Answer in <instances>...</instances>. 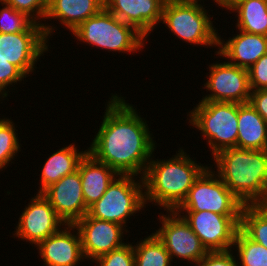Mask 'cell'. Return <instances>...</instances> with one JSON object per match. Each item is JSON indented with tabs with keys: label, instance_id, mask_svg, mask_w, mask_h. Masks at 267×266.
Listing matches in <instances>:
<instances>
[{
	"label": "cell",
	"instance_id": "cell-1",
	"mask_svg": "<svg viewBox=\"0 0 267 266\" xmlns=\"http://www.w3.org/2000/svg\"><path fill=\"white\" fill-rule=\"evenodd\" d=\"M88 153L119 175L143 177L157 148L148 121L121 95L111 94ZM151 132V133H150Z\"/></svg>",
	"mask_w": 267,
	"mask_h": 266
},
{
	"label": "cell",
	"instance_id": "cell-2",
	"mask_svg": "<svg viewBox=\"0 0 267 266\" xmlns=\"http://www.w3.org/2000/svg\"><path fill=\"white\" fill-rule=\"evenodd\" d=\"M208 167L190 158L182 147L169 159L151 158L142 177L145 204L175 211L185 200L196 179Z\"/></svg>",
	"mask_w": 267,
	"mask_h": 266
},
{
	"label": "cell",
	"instance_id": "cell-3",
	"mask_svg": "<svg viewBox=\"0 0 267 266\" xmlns=\"http://www.w3.org/2000/svg\"><path fill=\"white\" fill-rule=\"evenodd\" d=\"M216 173L243 205L267 200V150L231 147L211 158Z\"/></svg>",
	"mask_w": 267,
	"mask_h": 266
},
{
	"label": "cell",
	"instance_id": "cell-4",
	"mask_svg": "<svg viewBox=\"0 0 267 266\" xmlns=\"http://www.w3.org/2000/svg\"><path fill=\"white\" fill-rule=\"evenodd\" d=\"M71 33L80 43L113 53L140 52L146 44V38L140 32L117 18L105 7L82 22Z\"/></svg>",
	"mask_w": 267,
	"mask_h": 266
},
{
	"label": "cell",
	"instance_id": "cell-5",
	"mask_svg": "<svg viewBox=\"0 0 267 266\" xmlns=\"http://www.w3.org/2000/svg\"><path fill=\"white\" fill-rule=\"evenodd\" d=\"M188 113L189 124L200 131L211 149V157L221 150L237 147L238 103L198 101Z\"/></svg>",
	"mask_w": 267,
	"mask_h": 266
},
{
	"label": "cell",
	"instance_id": "cell-6",
	"mask_svg": "<svg viewBox=\"0 0 267 266\" xmlns=\"http://www.w3.org/2000/svg\"><path fill=\"white\" fill-rule=\"evenodd\" d=\"M200 2L166 0L161 23L176 38L200 47H218L219 33L213 25L209 10ZM208 11V12H207Z\"/></svg>",
	"mask_w": 267,
	"mask_h": 266
},
{
	"label": "cell",
	"instance_id": "cell-7",
	"mask_svg": "<svg viewBox=\"0 0 267 266\" xmlns=\"http://www.w3.org/2000/svg\"><path fill=\"white\" fill-rule=\"evenodd\" d=\"M143 191L142 177L118 175L103 196L88 208L87 214L126 228L129 218L147 207Z\"/></svg>",
	"mask_w": 267,
	"mask_h": 266
},
{
	"label": "cell",
	"instance_id": "cell-8",
	"mask_svg": "<svg viewBox=\"0 0 267 266\" xmlns=\"http://www.w3.org/2000/svg\"><path fill=\"white\" fill-rule=\"evenodd\" d=\"M52 24L33 22L25 31L0 33V56L30 76L40 56L49 51L47 43L56 28Z\"/></svg>",
	"mask_w": 267,
	"mask_h": 266
},
{
	"label": "cell",
	"instance_id": "cell-9",
	"mask_svg": "<svg viewBox=\"0 0 267 266\" xmlns=\"http://www.w3.org/2000/svg\"><path fill=\"white\" fill-rule=\"evenodd\" d=\"M213 169V166H208L201 173L175 211H211L221 215H241L244 205Z\"/></svg>",
	"mask_w": 267,
	"mask_h": 266
},
{
	"label": "cell",
	"instance_id": "cell-10",
	"mask_svg": "<svg viewBox=\"0 0 267 266\" xmlns=\"http://www.w3.org/2000/svg\"><path fill=\"white\" fill-rule=\"evenodd\" d=\"M159 214L162 225L154 234L164 244L171 260L181 259L196 264L208 253L199 237L193 232L189 223L176 211ZM175 257V258H174Z\"/></svg>",
	"mask_w": 267,
	"mask_h": 266
},
{
	"label": "cell",
	"instance_id": "cell-11",
	"mask_svg": "<svg viewBox=\"0 0 267 266\" xmlns=\"http://www.w3.org/2000/svg\"><path fill=\"white\" fill-rule=\"evenodd\" d=\"M176 212L183 214L208 252L232 250L241 215H221L211 211Z\"/></svg>",
	"mask_w": 267,
	"mask_h": 266
},
{
	"label": "cell",
	"instance_id": "cell-12",
	"mask_svg": "<svg viewBox=\"0 0 267 266\" xmlns=\"http://www.w3.org/2000/svg\"><path fill=\"white\" fill-rule=\"evenodd\" d=\"M209 74L203 84L210 94L203 95L200 101L247 103L250 100L248 70L228 61L208 65ZM209 75V76H208Z\"/></svg>",
	"mask_w": 267,
	"mask_h": 266
},
{
	"label": "cell",
	"instance_id": "cell-13",
	"mask_svg": "<svg viewBox=\"0 0 267 266\" xmlns=\"http://www.w3.org/2000/svg\"><path fill=\"white\" fill-rule=\"evenodd\" d=\"M35 194L20 214L13 236L36 248L41 241L59 231L66 223L42 193Z\"/></svg>",
	"mask_w": 267,
	"mask_h": 266
},
{
	"label": "cell",
	"instance_id": "cell-14",
	"mask_svg": "<svg viewBox=\"0 0 267 266\" xmlns=\"http://www.w3.org/2000/svg\"><path fill=\"white\" fill-rule=\"evenodd\" d=\"M74 225L80 233L84 258L91 262L126 244L123 241L125 240L124 235L129 233L124 226L118 223L100 220L90 217L88 214Z\"/></svg>",
	"mask_w": 267,
	"mask_h": 266
},
{
	"label": "cell",
	"instance_id": "cell-15",
	"mask_svg": "<svg viewBox=\"0 0 267 266\" xmlns=\"http://www.w3.org/2000/svg\"><path fill=\"white\" fill-rule=\"evenodd\" d=\"M42 194L66 224H75L88 213L78 170L51 184Z\"/></svg>",
	"mask_w": 267,
	"mask_h": 266
},
{
	"label": "cell",
	"instance_id": "cell-16",
	"mask_svg": "<svg viewBox=\"0 0 267 266\" xmlns=\"http://www.w3.org/2000/svg\"><path fill=\"white\" fill-rule=\"evenodd\" d=\"M36 247L44 262L42 266H77L86 261L80 233L74 224H65Z\"/></svg>",
	"mask_w": 267,
	"mask_h": 266
},
{
	"label": "cell",
	"instance_id": "cell-17",
	"mask_svg": "<svg viewBox=\"0 0 267 266\" xmlns=\"http://www.w3.org/2000/svg\"><path fill=\"white\" fill-rule=\"evenodd\" d=\"M166 0H104L105 8L117 18L133 26L146 39L161 23Z\"/></svg>",
	"mask_w": 267,
	"mask_h": 266
},
{
	"label": "cell",
	"instance_id": "cell-18",
	"mask_svg": "<svg viewBox=\"0 0 267 266\" xmlns=\"http://www.w3.org/2000/svg\"><path fill=\"white\" fill-rule=\"evenodd\" d=\"M237 31L239 32L232 34L233 37L226 41L219 35V50L215 51V55L248 70L261 56L267 54V36Z\"/></svg>",
	"mask_w": 267,
	"mask_h": 266
},
{
	"label": "cell",
	"instance_id": "cell-19",
	"mask_svg": "<svg viewBox=\"0 0 267 266\" xmlns=\"http://www.w3.org/2000/svg\"><path fill=\"white\" fill-rule=\"evenodd\" d=\"M78 171L87 208L103 196L108 186L119 175L114 169L97 161L89 153L80 161Z\"/></svg>",
	"mask_w": 267,
	"mask_h": 266
},
{
	"label": "cell",
	"instance_id": "cell-20",
	"mask_svg": "<svg viewBox=\"0 0 267 266\" xmlns=\"http://www.w3.org/2000/svg\"><path fill=\"white\" fill-rule=\"evenodd\" d=\"M104 7V0H49L45 19L50 21L59 19V24L72 32L82 22L99 13Z\"/></svg>",
	"mask_w": 267,
	"mask_h": 266
},
{
	"label": "cell",
	"instance_id": "cell-21",
	"mask_svg": "<svg viewBox=\"0 0 267 266\" xmlns=\"http://www.w3.org/2000/svg\"><path fill=\"white\" fill-rule=\"evenodd\" d=\"M77 148L76 144L72 143L49 155L41 168L38 184L40 186L36 193H42L51 184L78 170L79 163L88 153V149L79 151Z\"/></svg>",
	"mask_w": 267,
	"mask_h": 266
},
{
	"label": "cell",
	"instance_id": "cell-22",
	"mask_svg": "<svg viewBox=\"0 0 267 266\" xmlns=\"http://www.w3.org/2000/svg\"><path fill=\"white\" fill-rule=\"evenodd\" d=\"M237 147L267 150V122L250 104H238Z\"/></svg>",
	"mask_w": 267,
	"mask_h": 266
},
{
	"label": "cell",
	"instance_id": "cell-23",
	"mask_svg": "<svg viewBox=\"0 0 267 266\" xmlns=\"http://www.w3.org/2000/svg\"><path fill=\"white\" fill-rule=\"evenodd\" d=\"M226 10L237 13L238 30L267 36V0H236Z\"/></svg>",
	"mask_w": 267,
	"mask_h": 266
},
{
	"label": "cell",
	"instance_id": "cell-24",
	"mask_svg": "<svg viewBox=\"0 0 267 266\" xmlns=\"http://www.w3.org/2000/svg\"><path fill=\"white\" fill-rule=\"evenodd\" d=\"M240 230L249 239L267 248V207L264 204L244 205Z\"/></svg>",
	"mask_w": 267,
	"mask_h": 266
},
{
	"label": "cell",
	"instance_id": "cell-25",
	"mask_svg": "<svg viewBox=\"0 0 267 266\" xmlns=\"http://www.w3.org/2000/svg\"><path fill=\"white\" fill-rule=\"evenodd\" d=\"M135 266H172V260L164 244L154 233L133 245Z\"/></svg>",
	"mask_w": 267,
	"mask_h": 266
},
{
	"label": "cell",
	"instance_id": "cell-26",
	"mask_svg": "<svg viewBox=\"0 0 267 266\" xmlns=\"http://www.w3.org/2000/svg\"><path fill=\"white\" fill-rule=\"evenodd\" d=\"M232 247L237 251L239 266H267V248L249 239L240 229Z\"/></svg>",
	"mask_w": 267,
	"mask_h": 266
},
{
	"label": "cell",
	"instance_id": "cell-27",
	"mask_svg": "<svg viewBox=\"0 0 267 266\" xmlns=\"http://www.w3.org/2000/svg\"><path fill=\"white\" fill-rule=\"evenodd\" d=\"M3 118V119H2ZM0 119V171L7 169L12 160L16 159L18 152L21 151V143L19 142L18 131L12 119ZM17 155V156H16Z\"/></svg>",
	"mask_w": 267,
	"mask_h": 266
},
{
	"label": "cell",
	"instance_id": "cell-28",
	"mask_svg": "<svg viewBox=\"0 0 267 266\" xmlns=\"http://www.w3.org/2000/svg\"><path fill=\"white\" fill-rule=\"evenodd\" d=\"M0 33H17L25 31L34 21L25 13L15 10L0 0Z\"/></svg>",
	"mask_w": 267,
	"mask_h": 266
},
{
	"label": "cell",
	"instance_id": "cell-29",
	"mask_svg": "<svg viewBox=\"0 0 267 266\" xmlns=\"http://www.w3.org/2000/svg\"><path fill=\"white\" fill-rule=\"evenodd\" d=\"M96 266H135V255L132 243L108 252L92 261Z\"/></svg>",
	"mask_w": 267,
	"mask_h": 266
},
{
	"label": "cell",
	"instance_id": "cell-30",
	"mask_svg": "<svg viewBox=\"0 0 267 266\" xmlns=\"http://www.w3.org/2000/svg\"><path fill=\"white\" fill-rule=\"evenodd\" d=\"M7 5L12 6L15 10L25 13L34 22L43 24L48 7L49 0H3Z\"/></svg>",
	"mask_w": 267,
	"mask_h": 266
},
{
	"label": "cell",
	"instance_id": "cell-31",
	"mask_svg": "<svg viewBox=\"0 0 267 266\" xmlns=\"http://www.w3.org/2000/svg\"><path fill=\"white\" fill-rule=\"evenodd\" d=\"M26 77L27 76L17 66L9 63V61L0 56V101H4V98L8 96L10 93V86L14 87L15 84H20ZM7 87H9V89H7Z\"/></svg>",
	"mask_w": 267,
	"mask_h": 266
},
{
	"label": "cell",
	"instance_id": "cell-32",
	"mask_svg": "<svg viewBox=\"0 0 267 266\" xmlns=\"http://www.w3.org/2000/svg\"><path fill=\"white\" fill-rule=\"evenodd\" d=\"M248 77L251 91L267 89V54L248 69Z\"/></svg>",
	"mask_w": 267,
	"mask_h": 266
},
{
	"label": "cell",
	"instance_id": "cell-33",
	"mask_svg": "<svg viewBox=\"0 0 267 266\" xmlns=\"http://www.w3.org/2000/svg\"><path fill=\"white\" fill-rule=\"evenodd\" d=\"M233 250L208 252L194 266H239Z\"/></svg>",
	"mask_w": 267,
	"mask_h": 266
},
{
	"label": "cell",
	"instance_id": "cell-34",
	"mask_svg": "<svg viewBox=\"0 0 267 266\" xmlns=\"http://www.w3.org/2000/svg\"><path fill=\"white\" fill-rule=\"evenodd\" d=\"M249 102L267 122V89L251 91Z\"/></svg>",
	"mask_w": 267,
	"mask_h": 266
},
{
	"label": "cell",
	"instance_id": "cell-35",
	"mask_svg": "<svg viewBox=\"0 0 267 266\" xmlns=\"http://www.w3.org/2000/svg\"><path fill=\"white\" fill-rule=\"evenodd\" d=\"M235 1L236 0H216V5L218 4V7L221 6V8L227 9Z\"/></svg>",
	"mask_w": 267,
	"mask_h": 266
},
{
	"label": "cell",
	"instance_id": "cell-36",
	"mask_svg": "<svg viewBox=\"0 0 267 266\" xmlns=\"http://www.w3.org/2000/svg\"><path fill=\"white\" fill-rule=\"evenodd\" d=\"M177 1H181V2H200L203 1V4H204V1L205 0H177ZM214 1V5L216 3V0H213Z\"/></svg>",
	"mask_w": 267,
	"mask_h": 266
}]
</instances>
